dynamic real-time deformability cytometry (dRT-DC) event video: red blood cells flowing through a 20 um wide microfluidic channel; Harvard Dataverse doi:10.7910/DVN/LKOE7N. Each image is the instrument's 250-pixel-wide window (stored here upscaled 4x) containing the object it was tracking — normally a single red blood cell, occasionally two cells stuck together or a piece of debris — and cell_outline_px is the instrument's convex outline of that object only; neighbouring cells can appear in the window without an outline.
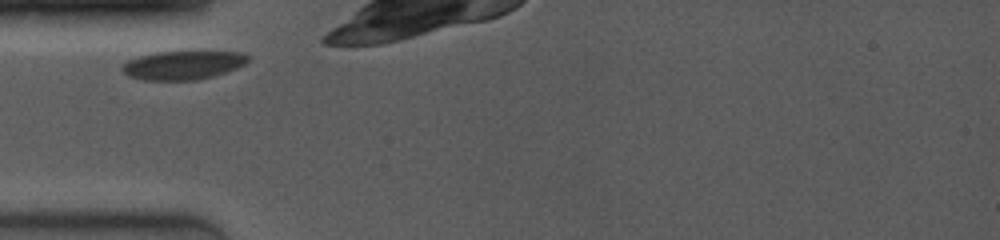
{"species": "common noctule bat (a hibernating species)", "species_latin": "Nyctalus noctula", "temperature_condition": "room temperature", "stored_images_in_passage": 33, "camera_frame_rate_fps": 4000, "um_per_image_px": 0.085, "animal": {"sex": "female", "body_mass_g": 19.0, "forearm_length_mm": 53.3}, "frame": {"image": 1, "passage_image": 1, "time_ms": 0.0, "image_size_px": [1000, 240], "cell_outline_px": [[248, 60], [244, 64], [236, 68], [212, 76], [196, 80], [144, 80], [128, 76], [120, 68], [128, 60], [136, 56], [152, 52], [196, 48], [204, 48], [244, 52], [248, 56]], "centroid_in_image_um": [15.59, 5.45], "position_along_channel_um": 69.4, "area_um2": 22.37}}
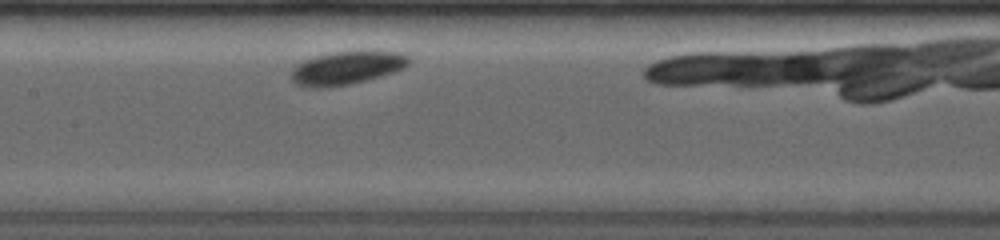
{"frame": {"image": 2, "passage_image": 10, "time_ms": 3.0, "image_size_px": [1000, 240], "cell_outline_px": [[412, 64], [404, 68], [380, 76], [348, 84], [328, 88], [308, 88], [296, 84], [288, 76], [292, 68], [296, 64], [304, 60], [328, 52], [360, 48], [400, 52], [412, 56]], "centroid_in_image_um": [29.5, 5.72], "position_along_channel_um": 177.9, "area_um2": 24.04}}
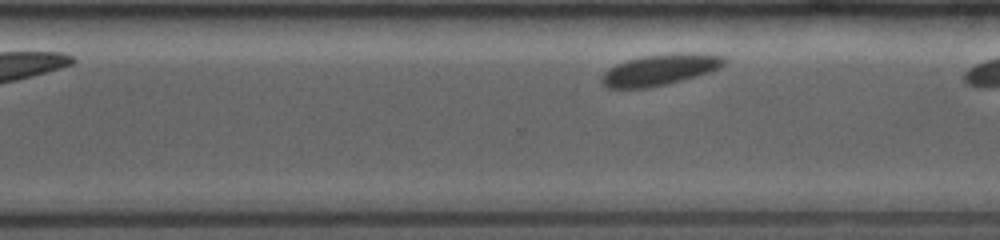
{"frame": {"image": 3, "passage_image": 28, "time_ms": 6.75, "image_size_px": [1000, 240], "cell_outline_px": [[728, 64], [720, 68], [696, 76], [668, 84], [648, 88], [604, 88], [600, 84], [600, 76], [608, 68], [624, 60], [640, 56], [680, 52], [692, 52], [724, 56], [728, 60]], "centroid_in_image_um": [56.08, 5.92], "position_along_channel_um": 314.5, "area_um2": 22.83}}